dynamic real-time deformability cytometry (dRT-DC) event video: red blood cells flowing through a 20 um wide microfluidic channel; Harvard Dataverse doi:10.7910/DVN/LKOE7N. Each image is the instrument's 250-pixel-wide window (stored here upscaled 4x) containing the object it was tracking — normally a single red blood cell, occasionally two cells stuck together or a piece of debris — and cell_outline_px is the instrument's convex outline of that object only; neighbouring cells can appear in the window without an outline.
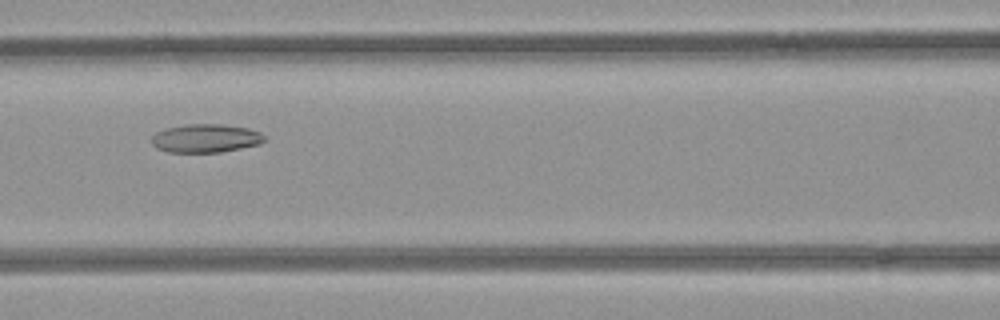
{"species": "common noctule bat (a hibernating species)", "species_latin": "Nyctalus noctula", "temperature_condition": "room temperature", "stored_images_in_passage": 15, "camera_frame_rate_fps": 3000, "um_per_image_px": 0.085, "animal": {"sex": "female", "body_mass_g": 21.9}, "frame": {"image": 1, "passage_image": 7, "time_ms": 2.0, "image_size_px": [1000, 320], "cell_outline_px": [[264, 140], [260, 144], [220, 152], [168, 152], [156, 148], [152, 144], [152, 136], [156, 132], [164, 128], [188, 124], [224, 124], [248, 128], [260, 132], [264, 136]], "centroid_in_image_um": [17.46, 11.75], "position_along_channel_um": 149.1, "area_um2": 18.73}}